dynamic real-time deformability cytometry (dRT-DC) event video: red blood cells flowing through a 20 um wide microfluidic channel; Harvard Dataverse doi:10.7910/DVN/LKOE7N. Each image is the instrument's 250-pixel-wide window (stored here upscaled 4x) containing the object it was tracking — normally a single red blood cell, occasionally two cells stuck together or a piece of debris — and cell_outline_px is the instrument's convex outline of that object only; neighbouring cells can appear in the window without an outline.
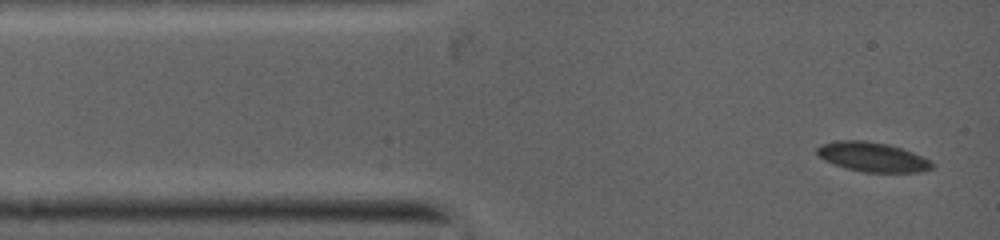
{"species": "common noctule bat (a hibernating species)", "species_latin": "Nyctalus noctula", "temperature_condition": "warm", "stored_images_in_passage": 6, "camera_frame_rate_fps": 5000, "um_per_image_px": 0.085, "animal": {"sex": "female", "body_mass_g": 19.0, "forearm_length_mm": 53.3}, "frame": {"image": 1, "passage_image": 1, "time_ms": 0.0, "image_size_px": [1000, 240], "cell_outline_px": [[932, 168], [916, 172], [864, 172], [848, 168], [824, 160], [816, 152], [816, 148], [824, 144], [844, 140], [856, 140], [884, 144], [900, 148], [920, 156], [928, 160], [932, 164]], "centroid_in_image_um": [74.13, 13.35], "position_along_channel_um": 10.9, "area_um2": 18.9}}
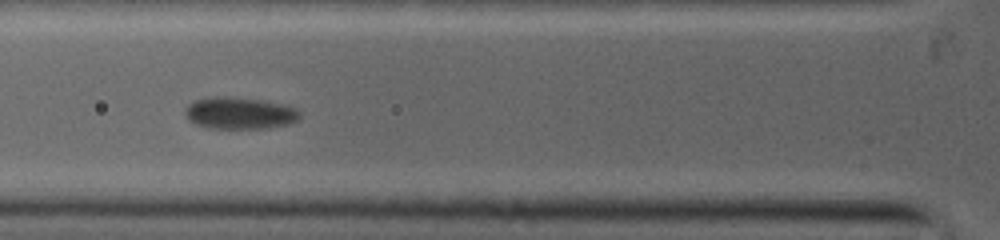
{"frame": {"image": 2, "passage_image": 5, "time_ms": 3.4, "image_size_px": [1000, 240], "cell_outline_px": [[300, 116], [296, 120], [288, 124], [264, 128], [212, 128], [196, 124], [184, 112], [188, 104], [196, 100], [216, 96], [256, 100], [292, 108], [300, 112]], "centroid_in_image_um": [20.32, 9.63], "position_along_channel_um": 105.5, "area_um2": 20.29}}
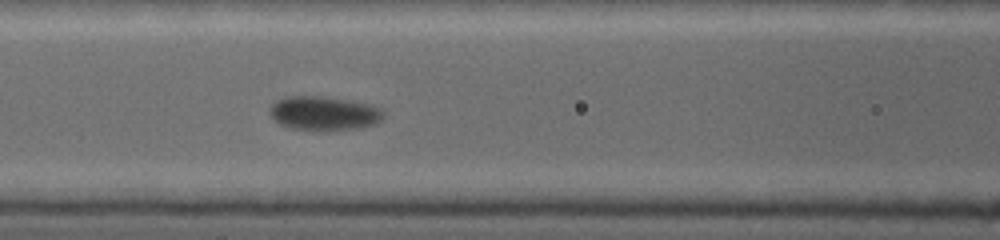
{"frame": {"image": 3, "passage_image": 6, "time_ms": 4.2, "image_size_px": [1000, 240], "cell_outline_px": [[380, 120], [376, 124], [356, 128], [320, 132], [292, 128], [276, 120], [272, 116], [272, 104], [288, 96], [320, 96], [368, 104], [376, 108], [380, 112]], "centroid_in_image_um": [27.51, 9.66], "position_along_channel_um": 139.1, "area_um2": 21.85}}